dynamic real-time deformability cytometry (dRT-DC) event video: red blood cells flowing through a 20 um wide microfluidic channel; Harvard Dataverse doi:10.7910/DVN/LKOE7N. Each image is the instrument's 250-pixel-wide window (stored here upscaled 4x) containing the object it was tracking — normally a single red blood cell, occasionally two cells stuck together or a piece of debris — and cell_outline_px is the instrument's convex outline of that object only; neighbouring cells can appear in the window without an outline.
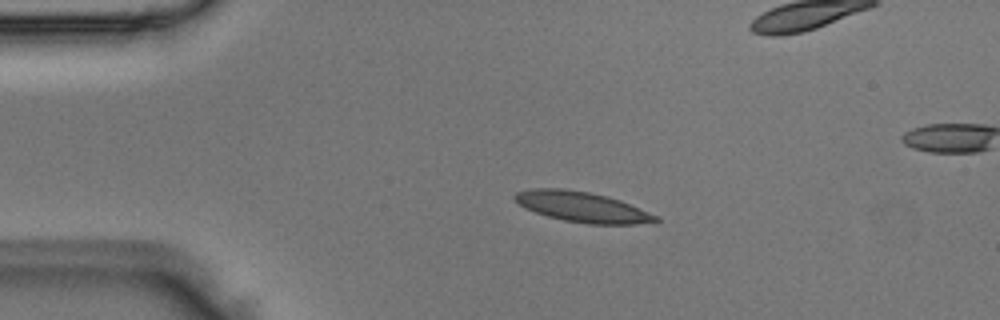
{"species": "Egyptian fruit bat (a non-hibernating species)", "species_latin": "Rousettus aegyptiacus", "temperature_condition": "room temperature", "stored_images_in_passage": 42, "camera_frame_rate_fps": 3000, "um_per_image_px": 0.085, "animal": {"sex": "male"}, "frame": {"image": 1, "passage_image": 1, "time_ms": 0.0, "image_size_px": [1000, 320], "cell_outline_px": [[660, 220], [656, 224], [588, 224], [564, 220], [548, 216], [524, 208], [512, 196], [516, 192], [536, 188], [560, 188], [588, 192], [608, 196], [620, 200], [660, 216]], "centroid_in_image_um": [49.57, 17.6], "position_along_channel_um": 35.4, "area_um2": 25.03}}
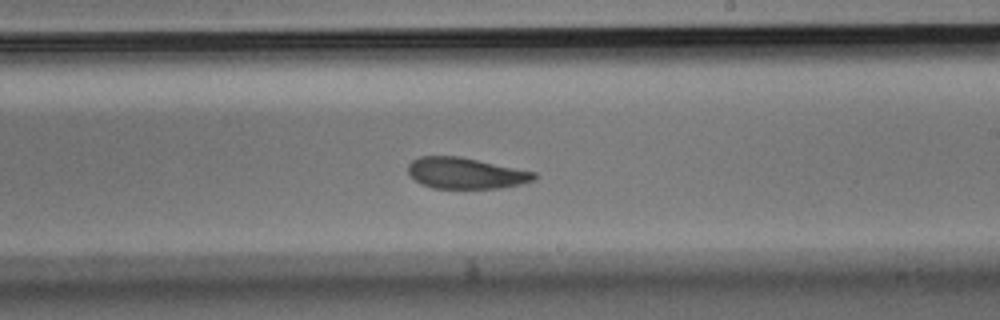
{"frame": {"image": 2, "passage_image": 20, "time_ms": 6.333, "image_size_px": [1000, 320], "cell_outline_px": [[536, 180], [520, 184], [500, 188], [432, 188], [420, 184], [408, 172], [408, 164], [412, 160], [420, 156], [460, 156], [536, 172]], "centroid_in_image_um": [39.58, 14.72], "position_along_channel_um": 249.4, "area_um2": 22.89}}
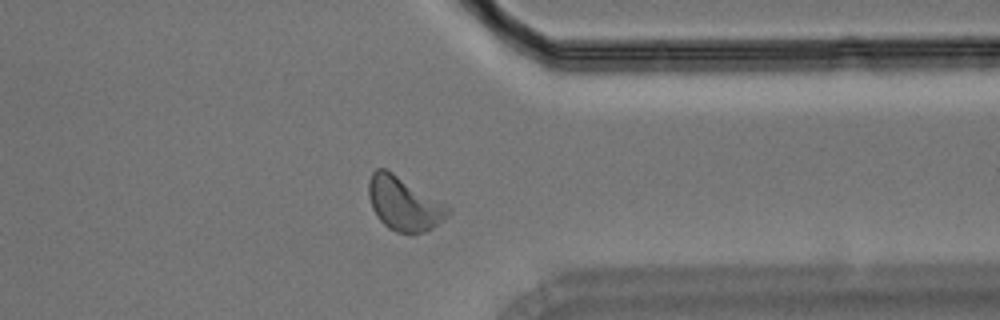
{"frame": {"image": 3, "passage_image": 30, "time_ms": 9.667, "image_size_px": [1000, 320], "cell_outline_px": [[452, 212], [432, 228], [424, 232], [412, 236], [396, 232], [388, 228], [376, 216], [372, 208], [368, 196], [368, 180], [372, 172], [376, 168], [384, 168], [392, 172], [448, 204], [452, 208]], "centroid_in_image_um": [34.35, 17.33], "position_along_channel_um": 377.1, "area_um2": 25.37}}